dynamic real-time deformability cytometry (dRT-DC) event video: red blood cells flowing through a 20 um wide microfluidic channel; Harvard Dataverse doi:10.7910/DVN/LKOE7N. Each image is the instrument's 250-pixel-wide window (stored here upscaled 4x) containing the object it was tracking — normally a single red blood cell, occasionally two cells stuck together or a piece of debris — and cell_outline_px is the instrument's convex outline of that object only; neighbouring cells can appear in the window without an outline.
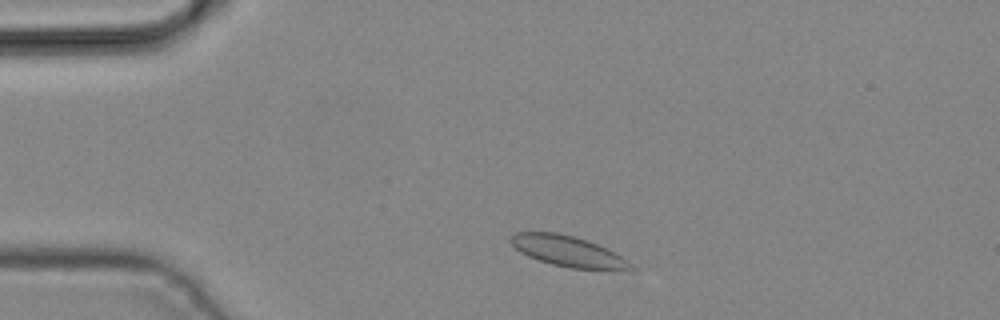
{"species": "common noctule bat (a hibernating species)", "species_latin": "Nyctalus noctula", "temperature_condition": "cold", "stored_images_in_passage": 1, "camera_frame_rate_fps": 3000, "um_per_image_px": 0.085, "animal": {"sex": "male", "body_mass_g": 19.2, "forearm_length_mm": 51.8}, "frame": {"image": 1, "passage_image": 1, "time_ms": 0.0, "image_size_px": [1000, 320], "cell_outline_px": [[632, 268], [568, 268], [552, 264], [528, 256], [520, 252], [508, 240], [516, 232], [556, 232], [588, 240], [620, 256]], "centroid_in_image_um": [48.11, 21.31], "position_along_channel_um": 36.9, "area_um2": 20.46}}